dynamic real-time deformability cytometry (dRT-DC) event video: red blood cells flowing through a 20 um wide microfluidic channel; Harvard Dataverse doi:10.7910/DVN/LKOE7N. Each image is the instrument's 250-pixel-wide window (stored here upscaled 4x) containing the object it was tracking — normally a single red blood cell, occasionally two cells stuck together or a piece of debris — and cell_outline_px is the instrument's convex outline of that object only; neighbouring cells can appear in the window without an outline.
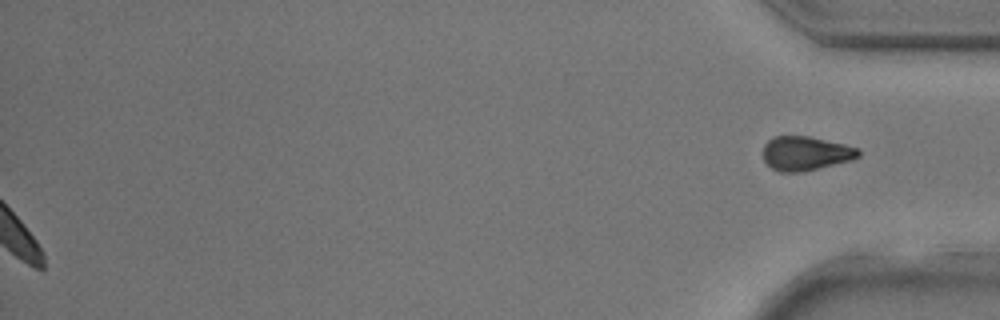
{"species": "common noctule bat (a hibernating species)", "species_latin": "Nyctalus noctula", "temperature_condition": "room temperature", "stored_images_in_passage": 30, "segment_of_instrument_passage": [2, 2], "camera_frame_rate_fps": 3000, "um_per_image_px": 0.085, "animal": {"sex": "male", "body_mass_g": 17.9, "forearm_length_mm": 54.2}, "frame": {"image": 1, "passage_image": 30, "time_ms": 9.667, "image_size_px": [1000, 320], "cell_outline_px": [[860, 156], [852, 160], [800, 172], [780, 172], [772, 168], [764, 160], [764, 144], [772, 136], [808, 136], [844, 144], [860, 148]], "centroid_in_image_um": [68.48, 13.03], "position_along_channel_um": 366.7, "area_um2": 18.9}}